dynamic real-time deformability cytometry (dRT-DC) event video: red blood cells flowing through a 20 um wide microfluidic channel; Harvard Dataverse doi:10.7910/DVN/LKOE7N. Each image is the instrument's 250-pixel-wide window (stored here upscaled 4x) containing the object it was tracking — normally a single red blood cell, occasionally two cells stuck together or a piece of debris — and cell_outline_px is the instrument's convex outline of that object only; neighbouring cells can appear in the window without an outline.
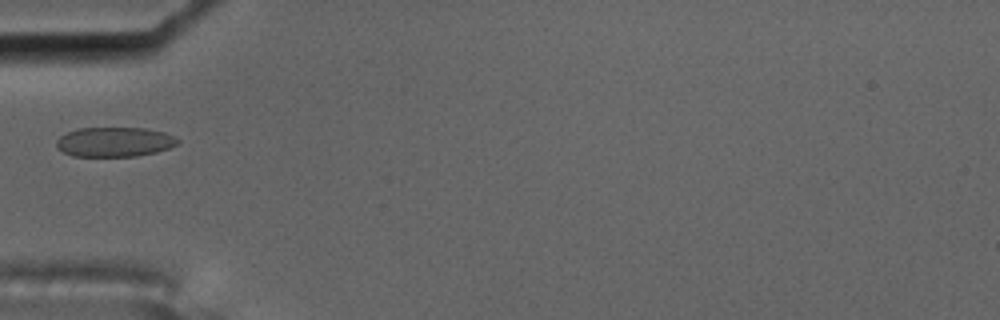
{"species": "common noctule bat (a hibernating species)", "species_latin": "Nyctalus noctula", "temperature_condition": "cold", "stored_images_in_passage": 6, "camera_frame_rate_fps": 3000, "um_per_image_px": 0.085, "animal": {"sex": "male", "body_mass_g": 17.5, "forearm_length_mm": 52.3}, "frame": {"image": 1, "passage_image": 1, "time_ms": 0.0, "image_size_px": [1000, 320], "cell_outline_px": [[180, 140], [176, 144], [168, 148], [156, 152], [136, 156], [72, 156], [56, 148], [56, 140], [60, 136], [76, 128], [144, 128], [164, 132]], "centroid_in_image_um": [9.69, 12.06], "position_along_channel_um": 75.3, "area_um2": 20.87}}
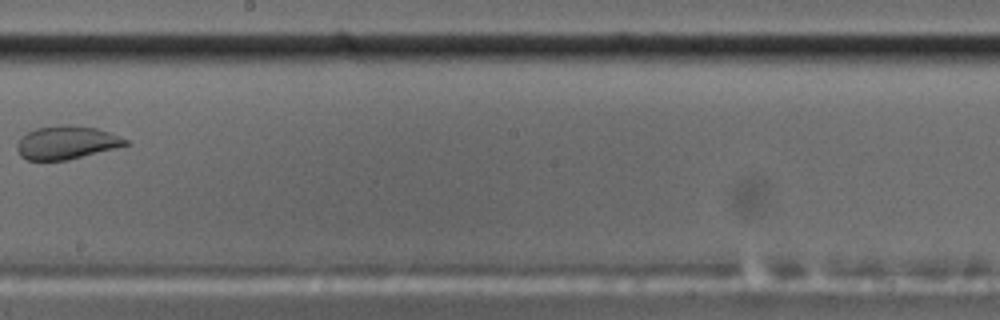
{"frame": {"image": 2, "passage_image": 5, "time_ms": 1.333, "image_size_px": [1000, 320], "cell_outline_px": [[128, 144], [68, 160], [28, 160], [20, 156], [16, 148], [16, 144], [20, 136], [36, 128], [60, 124], [68, 124], [96, 128], [108, 132], [128, 140]], "centroid_in_image_um": [5.58, 12.11], "position_along_channel_um": 242.6, "area_um2": 20.92}}